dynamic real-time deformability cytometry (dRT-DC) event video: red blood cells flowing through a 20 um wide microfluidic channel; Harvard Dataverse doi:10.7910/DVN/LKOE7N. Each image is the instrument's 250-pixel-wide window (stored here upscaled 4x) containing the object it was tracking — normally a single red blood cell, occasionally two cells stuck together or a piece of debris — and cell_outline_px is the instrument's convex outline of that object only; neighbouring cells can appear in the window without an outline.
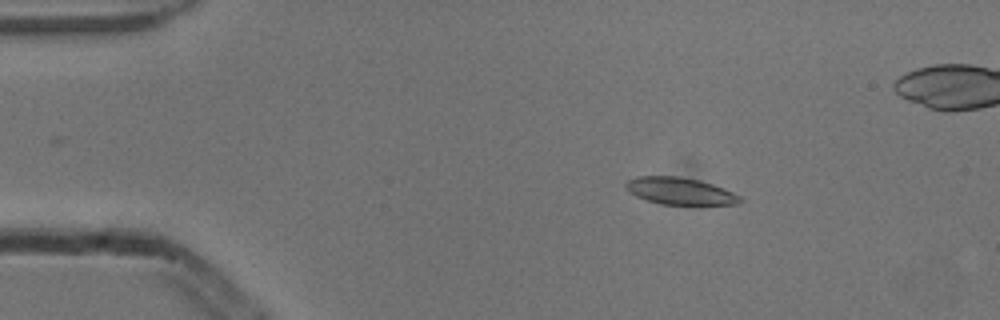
{"species": "common noctule bat (a hibernating species)", "species_latin": "Nyctalus noctula", "temperature_condition": "cold", "stored_images_in_passage": 4, "camera_frame_rate_fps": 3000, "um_per_image_px": 0.085, "animal": {"sex": "male", "body_mass_g": 13.3}, "frame": {"image": 1, "passage_image": 1, "time_ms": 0.0, "image_size_px": [1000, 320], "cell_outline_px": [[744, 200], [736, 204], [696, 208], [660, 204], [636, 196], [628, 192], [624, 188], [624, 184], [628, 180], [636, 176], [676, 176], [700, 180], [724, 188], [740, 196]], "centroid_in_image_um": [57.85, 16.3], "position_along_channel_um": 27.2, "area_um2": 19.07}}